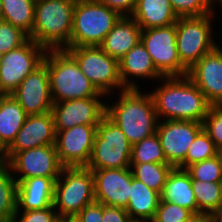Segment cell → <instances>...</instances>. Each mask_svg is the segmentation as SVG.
Wrapping results in <instances>:
<instances>
[{"instance_id": "25", "label": "cell", "mask_w": 222, "mask_h": 222, "mask_svg": "<svg viewBox=\"0 0 222 222\" xmlns=\"http://www.w3.org/2000/svg\"><path fill=\"white\" fill-rule=\"evenodd\" d=\"M160 202V193L147 187L133 177L131 171V191L125 208L132 219L153 220Z\"/></svg>"}, {"instance_id": "47", "label": "cell", "mask_w": 222, "mask_h": 222, "mask_svg": "<svg viewBox=\"0 0 222 222\" xmlns=\"http://www.w3.org/2000/svg\"><path fill=\"white\" fill-rule=\"evenodd\" d=\"M130 222H153V220H140V219H131Z\"/></svg>"}, {"instance_id": "33", "label": "cell", "mask_w": 222, "mask_h": 222, "mask_svg": "<svg viewBox=\"0 0 222 222\" xmlns=\"http://www.w3.org/2000/svg\"><path fill=\"white\" fill-rule=\"evenodd\" d=\"M185 170L190 174L192 180L222 182V162L219 154L191 164Z\"/></svg>"}, {"instance_id": "8", "label": "cell", "mask_w": 222, "mask_h": 222, "mask_svg": "<svg viewBox=\"0 0 222 222\" xmlns=\"http://www.w3.org/2000/svg\"><path fill=\"white\" fill-rule=\"evenodd\" d=\"M77 62L82 73L95 88L106 96L122 85L119 61L106 54L99 46H80L65 49Z\"/></svg>"}, {"instance_id": "14", "label": "cell", "mask_w": 222, "mask_h": 222, "mask_svg": "<svg viewBox=\"0 0 222 222\" xmlns=\"http://www.w3.org/2000/svg\"><path fill=\"white\" fill-rule=\"evenodd\" d=\"M202 129L200 122L159 120L156 134L167 163L177 168L185 160L189 146Z\"/></svg>"}, {"instance_id": "13", "label": "cell", "mask_w": 222, "mask_h": 222, "mask_svg": "<svg viewBox=\"0 0 222 222\" xmlns=\"http://www.w3.org/2000/svg\"><path fill=\"white\" fill-rule=\"evenodd\" d=\"M98 125H76L56 131V150L63 167H86Z\"/></svg>"}, {"instance_id": "3", "label": "cell", "mask_w": 222, "mask_h": 222, "mask_svg": "<svg viewBox=\"0 0 222 222\" xmlns=\"http://www.w3.org/2000/svg\"><path fill=\"white\" fill-rule=\"evenodd\" d=\"M44 62L49 73L53 103L105 96L82 73L76 60L65 49L47 50Z\"/></svg>"}, {"instance_id": "32", "label": "cell", "mask_w": 222, "mask_h": 222, "mask_svg": "<svg viewBox=\"0 0 222 222\" xmlns=\"http://www.w3.org/2000/svg\"><path fill=\"white\" fill-rule=\"evenodd\" d=\"M218 153L213 140L202 129L189 146L185 160L177 168L186 169L191 164L210 159Z\"/></svg>"}, {"instance_id": "9", "label": "cell", "mask_w": 222, "mask_h": 222, "mask_svg": "<svg viewBox=\"0 0 222 222\" xmlns=\"http://www.w3.org/2000/svg\"><path fill=\"white\" fill-rule=\"evenodd\" d=\"M213 13L201 17H179L176 22V44L181 62L190 69L199 59L214 50Z\"/></svg>"}, {"instance_id": "39", "label": "cell", "mask_w": 222, "mask_h": 222, "mask_svg": "<svg viewBox=\"0 0 222 222\" xmlns=\"http://www.w3.org/2000/svg\"><path fill=\"white\" fill-rule=\"evenodd\" d=\"M76 217L80 222H103V204L94 201L85 206Z\"/></svg>"}, {"instance_id": "5", "label": "cell", "mask_w": 222, "mask_h": 222, "mask_svg": "<svg viewBox=\"0 0 222 222\" xmlns=\"http://www.w3.org/2000/svg\"><path fill=\"white\" fill-rule=\"evenodd\" d=\"M120 17L99 0L76 2L69 47L99 46Z\"/></svg>"}, {"instance_id": "24", "label": "cell", "mask_w": 222, "mask_h": 222, "mask_svg": "<svg viewBox=\"0 0 222 222\" xmlns=\"http://www.w3.org/2000/svg\"><path fill=\"white\" fill-rule=\"evenodd\" d=\"M131 17L141 29L164 27L178 20L169 0H138Z\"/></svg>"}, {"instance_id": "22", "label": "cell", "mask_w": 222, "mask_h": 222, "mask_svg": "<svg viewBox=\"0 0 222 222\" xmlns=\"http://www.w3.org/2000/svg\"><path fill=\"white\" fill-rule=\"evenodd\" d=\"M142 29L131 16H121L99 47L116 60L141 41Z\"/></svg>"}, {"instance_id": "17", "label": "cell", "mask_w": 222, "mask_h": 222, "mask_svg": "<svg viewBox=\"0 0 222 222\" xmlns=\"http://www.w3.org/2000/svg\"><path fill=\"white\" fill-rule=\"evenodd\" d=\"M95 201L126 208L131 191V168L92 170Z\"/></svg>"}, {"instance_id": "41", "label": "cell", "mask_w": 222, "mask_h": 222, "mask_svg": "<svg viewBox=\"0 0 222 222\" xmlns=\"http://www.w3.org/2000/svg\"><path fill=\"white\" fill-rule=\"evenodd\" d=\"M110 9L117 11L121 16H131L138 0H99Z\"/></svg>"}, {"instance_id": "51", "label": "cell", "mask_w": 222, "mask_h": 222, "mask_svg": "<svg viewBox=\"0 0 222 222\" xmlns=\"http://www.w3.org/2000/svg\"><path fill=\"white\" fill-rule=\"evenodd\" d=\"M216 1V0H215ZM217 2L220 3V5H222V0H217ZM222 8V7H221Z\"/></svg>"}, {"instance_id": "44", "label": "cell", "mask_w": 222, "mask_h": 222, "mask_svg": "<svg viewBox=\"0 0 222 222\" xmlns=\"http://www.w3.org/2000/svg\"><path fill=\"white\" fill-rule=\"evenodd\" d=\"M6 161H8L7 147L0 140V163H4Z\"/></svg>"}, {"instance_id": "12", "label": "cell", "mask_w": 222, "mask_h": 222, "mask_svg": "<svg viewBox=\"0 0 222 222\" xmlns=\"http://www.w3.org/2000/svg\"><path fill=\"white\" fill-rule=\"evenodd\" d=\"M8 162L12 173L20 174L15 178L17 183L33 177H59L63 169L55 144L8 152Z\"/></svg>"}, {"instance_id": "4", "label": "cell", "mask_w": 222, "mask_h": 222, "mask_svg": "<svg viewBox=\"0 0 222 222\" xmlns=\"http://www.w3.org/2000/svg\"><path fill=\"white\" fill-rule=\"evenodd\" d=\"M75 4L72 0H36L28 37L47 50L69 48Z\"/></svg>"}, {"instance_id": "15", "label": "cell", "mask_w": 222, "mask_h": 222, "mask_svg": "<svg viewBox=\"0 0 222 222\" xmlns=\"http://www.w3.org/2000/svg\"><path fill=\"white\" fill-rule=\"evenodd\" d=\"M99 98L89 97L56 102L52 105L55 130L61 131L76 125H98L106 115V104Z\"/></svg>"}, {"instance_id": "36", "label": "cell", "mask_w": 222, "mask_h": 222, "mask_svg": "<svg viewBox=\"0 0 222 222\" xmlns=\"http://www.w3.org/2000/svg\"><path fill=\"white\" fill-rule=\"evenodd\" d=\"M202 125L203 130L213 140L216 149L222 150V106H211Z\"/></svg>"}, {"instance_id": "10", "label": "cell", "mask_w": 222, "mask_h": 222, "mask_svg": "<svg viewBox=\"0 0 222 222\" xmlns=\"http://www.w3.org/2000/svg\"><path fill=\"white\" fill-rule=\"evenodd\" d=\"M141 42L149 53L156 69L164 76H186L188 68L181 62L176 44V23L142 29Z\"/></svg>"}, {"instance_id": "7", "label": "cell", "mask_w": 222, "mask_h": 222, "mask_svg": "<svg viewBox=\"0 0 222 222\" xmlns=\"http://www.w3.org/2000/svg\"><path fill=\"white\" fill-rule=\"evenodd\" d=\"M132 144L122 130L106 115L96 128V135L87 168H130Z\"/></svg>"}, {"instance_id": "37", "label": "cell", "mask_w": 222, "mask_h": 222, "mask_svg": "<svg viewBox=\"0 0 222 222\" xmlns=\"http://www.w3.org/2000/svg\"><path fill=\"white\" fill-rule=\"evenodd\" d=\"M193 215L184 207L160 200L153 222H185Z\"/></svg>"}, {"instance_id": "29", "label": "cell", "mask_w": 222, "mask_h": 222, "mask_svg": "<svg viewBox=\"0 0 222 222\" xmlns=\"http://www.w3.org/2000/svg\"><path fill=\"white\" fill-rule=\"evenodd\" d=\"M192 188L202 214L210 215L222 205V182L192 180Z\"/></svg>"}, {"instance_id": "35", "label": "cell", "mask_w": 222, "mask_h": 222, "mask_svg": "<svg viewBox=\"0 0 222 222\" xmlns=\"http://www.w3.org/2000/svg\"><path fill=\"white\" fill-rule=\"evenodd\" d=\"M28 39V35L20 28H17L4 20H0V51L3 54L19 48Z\"/></svg>"}, {"instance_id": "18", "label": "cell", "mask_w": 222, "mask_h": 222, "mask_svg": "<svg viewBox=\"0 0 222 222\" xmlns=\"http://www.w3.org/2000/svg\"><path fill=\"white\" fill-rule=\"evenodd\" d=\"M187 76L211 106H222V56L215 49L203 55Z\"/></svg>"}, {"instance_id": "50", "label": "cell", "mask_w": 222, "mask_h": 222, "mask_svg": "<svg viewBox=\"0 0 222 222\" xmlns=\"http://www.w3.org/2000/svg\"><path fill=\"white\" fill-rule=\"evenodd\" d=\"M218 154H219V156L221 158V162H222V150H220Z\"/></svg>"}, {"instance_id": "34", "label": "cell", "mask_w": 222, "mask_h": 222, "mask_svg": "<svg viewBox=\"0 0 222 222\" xmlns=\"http://www.w3.org/2000/svg\"><path fill=\"white\" fill-rule=\"evenodd\" d=\"M177 17H201L214 13L215 0H169Z\"/></svg>"}, {"instance_id": "23", "label": "cell", "mask_w": 222, "mask_h": 222, "mask_svg": "<svg viewBox=\"0 0 222 222\" xmlns=\"http://www.w3.org/2000/svg\"><path fill=\"white\" fill-rule=\"evenodd\" d=\"M160 200L177 204L193 214H202L196 204L192 179L185 169L172 168L160 193Z\"/></svg>"}, {"instance_id": "38", "label": "cell", "mask_w": 222, "mask_h": 222, "mask_svg": "<svg viewBox=\"0 0 222 222\" xmlns=\"http://www.w3.org/2000/svg\"><path fill=\"white\" fill-rule=\"evenodd\" d=\"M19 215L15 214L13 222H58L59 220L53 205L44 209L22 211L20 217Z\"/></svg>"}, {"instance_id": "2", "label": "cell", "mask_w": 222, "mask_h": 222, "mask_svg": "<svg viewBox=\"0 0 222 222\" xmlns=\"http://www.w3.org/2000/svg\"><path fill=\"white\" fill-rule=\"evenodd\" d=\"M119 100L106 104V116L114 122L133 145L156 133L159 119L153 98L139 89H125Z\"/></svg>"}, {"instance_id": "21", "label": "cell", "mask_w": 222, "mask_h": 222, "mask_svg": "<svg viewBox=\"0 0 222 222\" xmlns=\"http://www.w3.org/2000/svg\"><path fill=\"white\" fill-rule=\"evenodd\" d=\"M119 72L125 89H139L138 85L129 79L147 78L160 79L164 77L155 67L152 58L144 44L140 41L119 60ZM132 77V78H129Z\"/></svg>"}, {"instance_id": "30", "label": "cell", "mask_w": 222, "mask_h": 222, "mask_svg": "<svg viewBox=\"0 0 222 222\" xmlns=\"http://www.w3.org/2000/svg\"><path fill=\"white\" fill-rule=\"evenodd\" d=\"M133 177L143 182L148 188L162 192L167 175L172 170L168 163L130 164Z\"/></svg>"}, {"instance_id": "42", "label": "cell", "mask_w": 222, "mask_h": 222, "mask_svg": "<svg viewBox=\"0 0 222 222\" xmlns=\"http://www.w3.org/2000/svg\"><path fill=\"white\" fill-rule=\"evenodd\" d=\"M185 222H210V218L207 214H194Z\"/></svg>"}, {"instance_id": "45", "label": "cell", "mask_w": 222, "mask_h": 222, "mask_svg": "<svg viewBox=\"0 0 222 222\" xmlns=\"http://www.w3.org/2000/svg\"><path fill=\"white\" fill-rule=\"evenodd\" d=\"M58 222H80L76 216L72 217H61Z\"/></svg>"}, {"instance_id": "48", "label": "cell", "mask_w": 222, "mask_h": 222, "mask_svg": "<svg viewBox=\"0 0 222 222\" xmlns=\"http://www.w3.org/2000/svg\"><path fill=\"white\" fill-rule=\"evenodd\" d=\"M2 14H3V7H2V0H0V20H2Z\"/></svg>"}, {"instance_id": "27", "label": "cell", "mask_w": 222, "mask_h": 222, "mask_svg": "<svg viewBox=\"0 0 222 222\" xmlns=\"http://www.w3.org/2000/svg\"><path fill=\"white\" fill-rule=\"evenodd\" d=\"M17 181L8 161L0 163V222H13L17 210Z\"/></svg>"}, {"instance_id": "1", "label": "cell", "mask_w": 222, "mask_h": 222, "mask_svg": "<svg viewBox=\"0 0 222 222\" xmlns=\"http://www.w3.org/2000/svg\"><path fill=\"white\" fill-rule=\"evenodd\" d=\"M162 80L164 83L150 92L158 119L202 123L211 105L191 79L186 75Z\"/></svg>"}, {"instance_id": "31", "label": "cell", "mask_w": 222, "mask_h": 222, "mask_svg": "<svg viewBox=\"0 0 222 222\" xmlns=\"http://www.w3.org/2000/svg\"><path fill=\"white\" fill-rule=\"evenodd\" d=\"M167 163L156 133L132 145L130 164Z\"/></svg>"}, {"instance_id": "20", "label": "cell", "mask_w": 222, "mask_h": 222, "mask_svg": "<svg viewBox=\"0 0 222 222\" xmlns=\"http://www.w3.org/2000/svg\"><path fill=\"white\" fill-rule=\"evenodd\" d=\"M57 179L58 177H33L17 183V210L15 214L21 213L20 211L51 207Z\"/></svg>"}, {"instance_id": "16", "label": "cell", "mask_w": 222, "mask_h": 222, "mask_svg": "<svg viewBox=\"0 0 222 222\" xmlns=\"http://www.w3.org/2000/svg\"><path fill=\"white\" fill-rule=\"evenodd\" d=\"M27 115L51 112L53 100L47 65L43 63L26 76L11 94Z\"/></svg>"}, {"instance_id": "11", "label": "cell", "mask_w": 222, "mask_h": 222, "mask_svg": "<svg viewBox=\"0 0 222 222\" xmlns=\"http://www.w3.org/2000/svg\"><path fill=\"white\" fill-rule=\"evenodd\" d=\"M46 52L45 47L29 38L19 48L4 53L0 64V94H12L43 63Z\"/></svg>"}, {"instance_id": "43", "label": "cell", "mask_w": 222, "mask_h": 222, "mask_svg": "<svg viewBox=\"0 0 222 222\" xmlns=\"http://www.w3.org/2000/svg\"><path fill=\"white\" fill-rule=\"evenodd\" d=\"M210 222H222V205L210 215Z\"/></svg>"}, {"instance_id": "49", "label": "cell", "mask_w": 222, "mask_h": 222, "mask_svg": "<svg viewBox=\"0 0 222 222\" xmlns=\"http://www.w3.org/2000/svg\"><path fill=\"white\" fill-rule=\"evenodd\" d=\"M2 58H3V53L0 51V64H1Z\"/></svg>"}, {"instance_id": "6", "label": "cell", "mask_w": 222, "mask_h": 222, "mask_svg": "<svg viewBox=\"0 0 222 222\" xmlns=\"http://www.w3.org/2000/svg\"><path fill=\"white\" fill-rule=\"evenodd\" d=\"M94 201L92 170L87 167H63L55 182L53 197V207L57 210L59 218L76 216Z\"/></svg>"}, {"instance_id": "40", "label": "cell", "mask_w": 222, "mask_h": 222, "mask_svg": "<svg viewBox=\"0 0 222 222\" xmlns=\"http://www.w3.org/2000/svg\"><path fill=\"white\" fill-rule=\"evenodd\" d=\"M103 222H130L131 217L125 208L103 205Z\"/></svg>"}, {"instance_id": "26", "label": "cell", "mask_w": 222, "mask_h": 222, "mask_svg": "<svg viewBox=\"0 0 222 222\" xmlns=\"http://www.w3.org/2000/svg\"><path fill=\"white\" fill-rule=\"evenodd\" d=\"M27 117L24 109L10 95H0V140L8 147Z\"/></svg>"}, {"instance_id": "46", "label": "cell", "mask_w": 222, "mask_h": 222, "mask_svg": "<svg viewBox=\"0 0 222 222\" xmlns=\"http://www.w3.org/2000/svg\"><path fill=\"white\" fill-rule=\"evenodd\" d=\"M220 45L216 44L215 42V47L214 49L222 56V45L219 47Z\"/></svg>"}, {"instance_id": "19", "label": "cell", "mask_w": 222, "mask_h": 222, "mask_svg": "<svg viewBox=\"0 0 222 222\" xmlns=\"http://www.w3.org/2000/svg\"><path fill=\"white\" fill-rule=\"evenodd\" d=\"M56 130L52 112L27 115L22 128L7 147V152H21L27 149L55 144Z\"/></svg>"}, {"instance_id": "28", "label": "cell", "mask_w": 222, "mask_h": 222, "mask_svg": "<svg viewBox=\"0 0 222 222\" xmlns=\"http://www.w3.org/2000/svg\"><path fill=\"white\" fill-rule=\"evenodd\" d=\"M36 0H2V20L20 28L28 36L34 25Z\"/></svg>"}]
</instances>
